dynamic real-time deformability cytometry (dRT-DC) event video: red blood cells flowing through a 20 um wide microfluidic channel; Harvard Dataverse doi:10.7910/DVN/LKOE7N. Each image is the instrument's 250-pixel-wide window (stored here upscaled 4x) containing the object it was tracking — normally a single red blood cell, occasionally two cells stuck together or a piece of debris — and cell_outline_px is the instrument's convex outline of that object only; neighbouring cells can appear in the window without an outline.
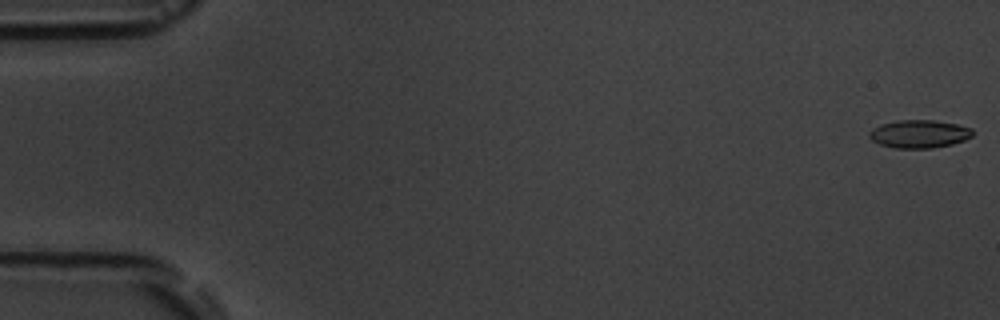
{"species": "common noctule bat (a hibernating species)", "species_latin": "Nyctalus noctula", "temperature_condition": "room temperature", "stored_images_in_passage": 7, "camera_frame_rate_fps": 3000, "um_per_image_px": 0.085, "animal": {"sex": "male", "body_mass_g": 19.5, "forearm_length_mm": 54.6}, "frame": {"image": 1, "passage_image": 1, "time_ms": 0.0, "image_size_px": [1000, 320], "cell_outline_px": [[972, 136], [964, 140], [952, 144], [932, 148], [892, 148], [880, 144], [872, 140], [868, 136], [868, 132], [872, 128], [880, 124], [900, 120], [932, 120], [956, 124], [972, 128]], "centroid_in_image_um": [78.1, 11.38], "position_along_channel_um": 6.9, "area_um2": 16.88}}
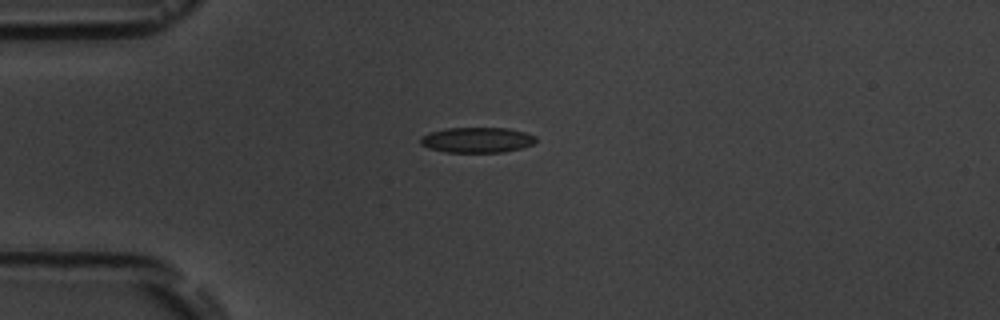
{"frame": {"image": 2, "passage_image": 5, "time_ms": 4.667, "image_size_px": [1000, 320], "cell_outline_px": [[536, 140], [532, 144], [520, 148], [504, 152], [444, 152], [428, 148], [420, 144], [420, 140], [424, 136], [432, 132], [444, 128], [508, 128], [524, 132], [536, 136]], "centroid_in_image_um": [40.55, 11.9], "position_along_channel_um": 44.5, "area_um2": 16.94}}
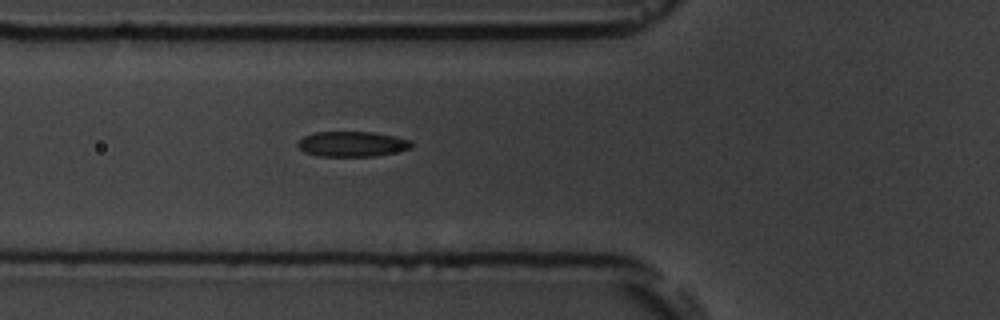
{"frame": {"image": 3, "passage_image": 7, "time_ms": 6.667, "image_size_px": [1000, 320], "cell_outline_px": [[412, 148], [396, 152], [376, 156], [316, 156], [304, 152], [296, 144], [304, 136], [316, 132], [372, 132], [412, 140]], "centroid_in_image_um": [29.93, 12.25], "position_along_channel_um": 95.9, "area_um2": 16.7}}